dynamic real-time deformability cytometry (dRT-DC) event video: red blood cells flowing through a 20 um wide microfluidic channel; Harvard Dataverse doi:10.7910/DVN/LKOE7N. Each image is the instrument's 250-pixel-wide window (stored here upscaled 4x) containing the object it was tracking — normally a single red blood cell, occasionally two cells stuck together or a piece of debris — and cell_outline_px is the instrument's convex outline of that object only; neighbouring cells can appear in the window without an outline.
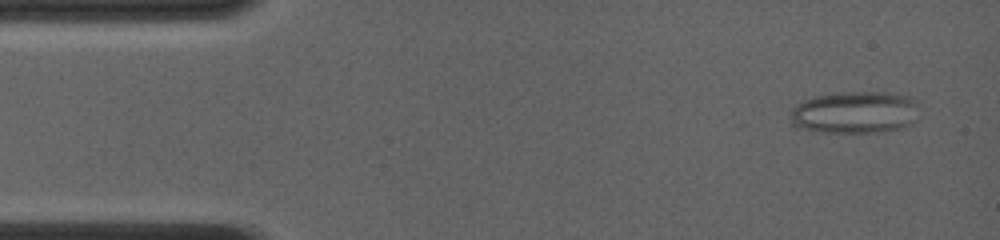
{"species": "common noctule bat (a hibernating species)", "species_latin": "Nyctalus noctula", "temperature_condition": "room temperature", "stored_images_in_passage": 61, "camera_frame_rate_fps": 4000, "um_per_image_px": 0.085, "animal": {"sex": "female", "body_mass_g": 19.0, "forearm_length_mm": 56.7}, "frame": {"image": 1, "passage_image": 4, "time_ms": 0.75, "image_size_px": [1000, 240], "cell_outline_px": [[916, 120], [912, 124], [900, 128], [872, 132], [824, 132], [792, 128], [788, 116], [792, 108], [804, 100], [816, 96], [844, 92], [884, 92], [908, 96], [916, 104]], "centroid_in_image_um": [72.58, 9.56], "position_along_channel_um": 12.4, "area_um2": 31.67}}
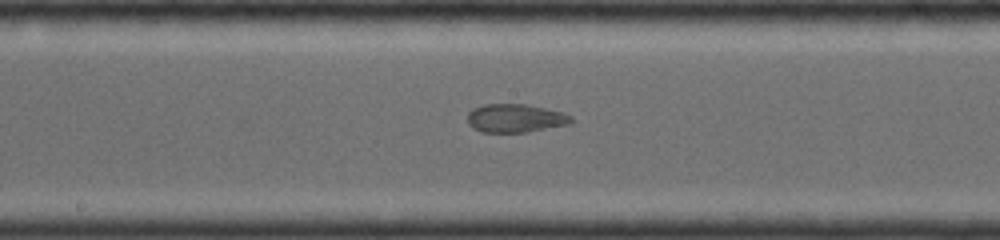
{"frame": {"image": 2, "passage_image": 32, "time_ms": 7.75, "image_size_px": [1000, 240], "cell_outline_px": [[572, 120], [568, 124], [524, 132], [480, 132], [472, 128], [468, 124], [468, 112], [472, 108], [484, 104], [524, 104], [544, 108], [560, 112], [572, 116]], "centroid_in_image_um": [43.73, 10.04], "position_along_channel_um": 204.5, "area_um2": 16.99}}
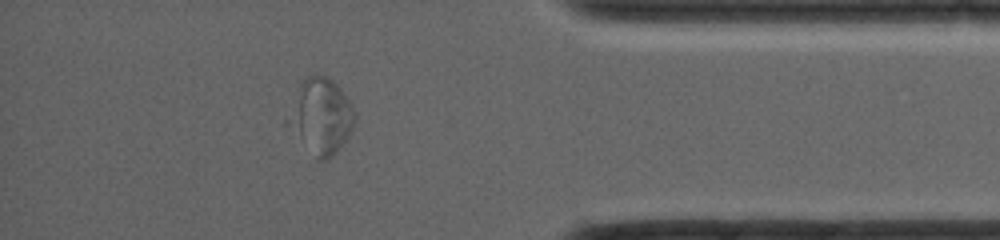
{"frame": {"image": 3, "passage_image": 53, "time_ms": 13.0, "image_size_px": [1000, 240], "cell_outline_px": [[356, 120], [348, 136], [336, 152], [328, 160], [316, 160], [284, 124], [284, 120], [300, 84], [304, 76], [312, 72], [324, 76], [332, 80], [340, 88], [356, 112]], "centroid_in_image_um": [27.23, 9.88], "position_along_channel_um": 408.0, "area_um2": 29.88}}